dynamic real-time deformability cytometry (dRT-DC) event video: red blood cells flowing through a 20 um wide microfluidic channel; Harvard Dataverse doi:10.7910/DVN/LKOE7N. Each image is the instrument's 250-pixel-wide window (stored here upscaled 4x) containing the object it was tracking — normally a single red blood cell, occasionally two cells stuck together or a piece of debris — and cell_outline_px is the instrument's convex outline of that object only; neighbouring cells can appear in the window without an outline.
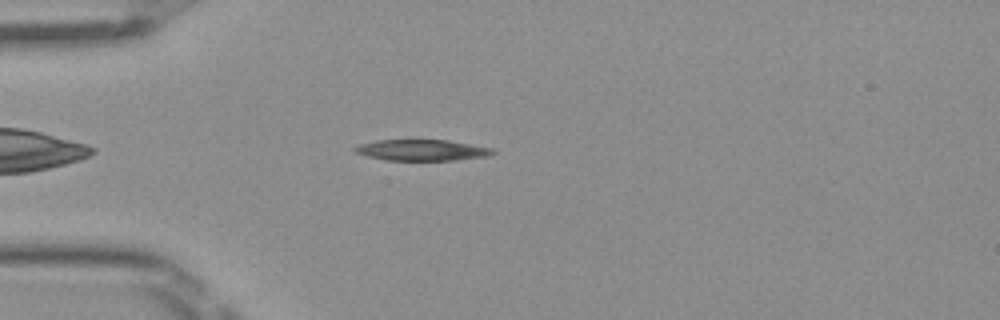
{"species": "Egyptian fruit bat (a non-hibernating species)", "species_latin": "Rousettus aegyptiacus", "temperature_condition": "room temperature", "stored_images_in_passage": 41, "camera_frame_rate_fps": 3000, "um_per_image_px": 0.085, "frame": {"image": 1, "passage_image": 5, "time_ms": 1.333, "image_size_px": [1000, 320], "cell_outline_px": [[496, 152], [488, 156], [456, 160], [388, 160], [368, 156], [352, 152], [352, 148], [360, 144], [376, 140], [448, 140], [492, 148]], "centroid_in_image_um": [35.84, 12.76], "position_along_channel_um": 49.2, "area_um2": 16.88}}
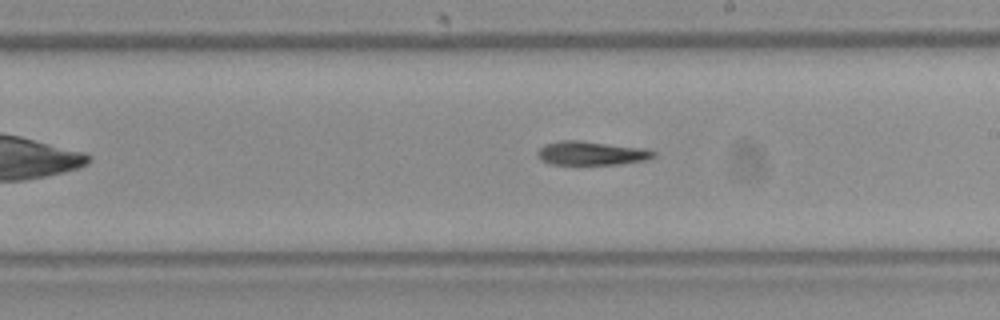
{"frame": {"image": 2, "passage_image": 20, "time_ms": 6.333, "image_size_px": [1000, 320], "cell_outline_px": [[656, 156], [648, 160], [620, 164], [548, 164], [540, 160], [536, 156], [536, 152], [544, 144], [560, 140], [580, 140], [644, 148], [656, 152]], "centroid_in_image_um": [50.24, 13.02], "position_along_channel_um": 238.8, "area_um2": 16.36}}
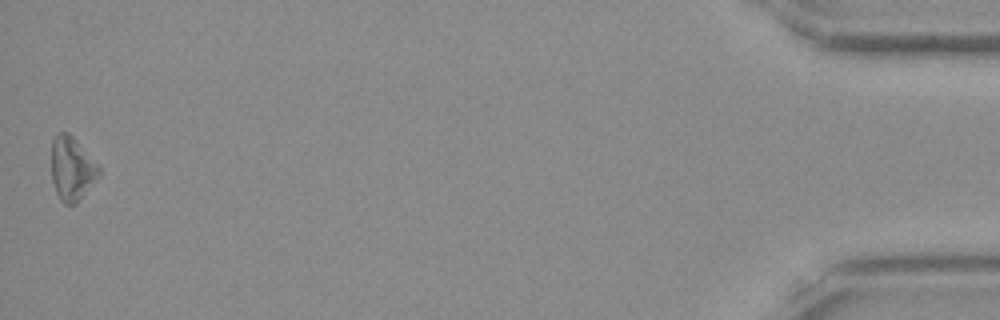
{"frame": {"image": 3, "passage_image": 41, "time_ms": 13.333, "image_size_px": [1000, 320], "cell_outline_px": [[100, 176], [76, 204], [64, 204], [60, 200], [56, 192], [52, 180], [52, 140], [60, 132], [68, 132], [72, 136], [100, 168]], "centroid_in_image_um": [6.11, 14.37], "position_along_channel_um": 429.1, "area_um2": 17.4}, "authors_computed_cell_mechanics": {"area_um2": 16.8198, "velocity_mm_per_s": 4.0531, "shape_relaxation_time_tau1_ms": 5.1543, "shape_relaxation_time_tau2_ms": 9.9557, "deformation_change_tau1": 0.1613, "deformation_change_tau2": 0.2948}}